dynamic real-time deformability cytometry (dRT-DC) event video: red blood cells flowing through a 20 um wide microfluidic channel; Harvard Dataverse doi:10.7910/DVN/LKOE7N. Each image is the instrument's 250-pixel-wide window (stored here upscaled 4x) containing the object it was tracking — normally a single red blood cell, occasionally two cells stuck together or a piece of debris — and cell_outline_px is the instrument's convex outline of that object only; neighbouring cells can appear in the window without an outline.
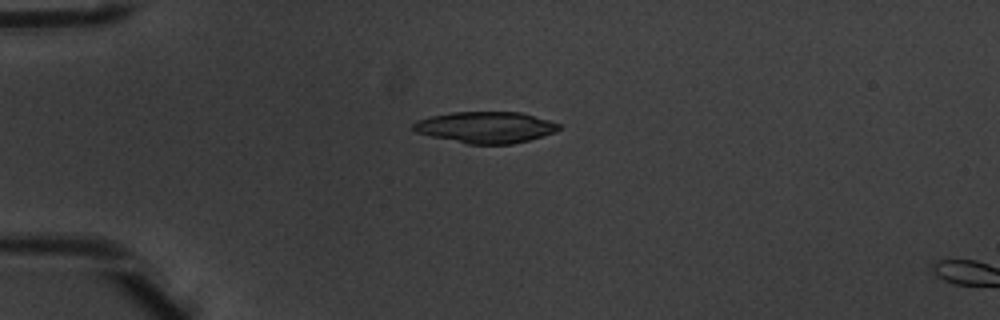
{"species": "common noctule bat (a hibernating species)", "species_latin": "Nyctalus noctula", "temperature_condition": "warm", "stored_images_in_passage": 2, "camera_frame_rate_fps": 3000, "um_per_image_px": 0.085, "animal": {"sex": "male", "body_mass_g": 20.1, "forearm_length_mm": 53.5}, "frame": {"image": 1, "passage_image": 1, "time_ms": 0.0, "image_size_px": [1000, 320], "cell_outline_px": [[560, 128], [556, 132], [528, 140], [512, 144], [468, 144], [432, 136], [416, 132], [412, 128], [412, 124], [416, 120], [432, 116], [452, 112], [520, 112], [548, 120], [560, 124]], "centroid_in_image_um": [41.28, 10.82], "position_along_channel_um": 43.7, "area_um2": 26.41}}